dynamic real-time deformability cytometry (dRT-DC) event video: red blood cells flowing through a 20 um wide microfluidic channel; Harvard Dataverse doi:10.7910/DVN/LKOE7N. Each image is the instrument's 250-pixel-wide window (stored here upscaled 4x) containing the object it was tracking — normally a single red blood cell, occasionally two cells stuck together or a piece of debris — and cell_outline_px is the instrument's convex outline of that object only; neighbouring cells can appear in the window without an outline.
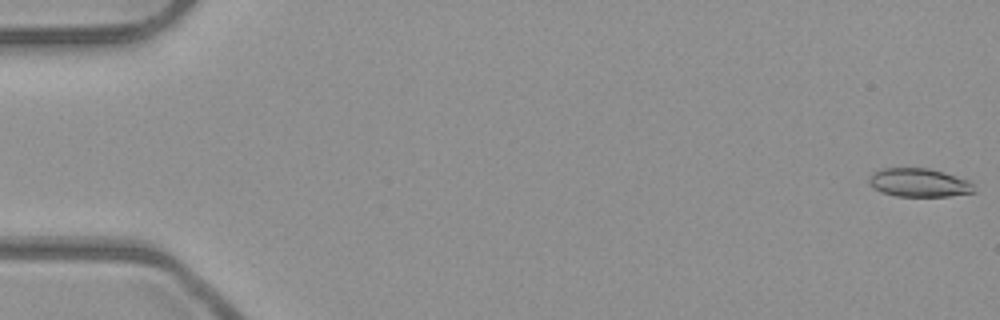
{"species": "common noctule bat (a hibernating species)", "species_latin": "Nyctalus noctula", "temperature_condition": "room temperature", "stored_images_in_passage": 53, "camera_frame_rate_fps": 3000, "um_per_image_px": 0.085, "animal": {"sex": "male", "body_mass_g": 23.1, "forearm_length_mm": 52.7}, "frame": {"image": 1, "passage_image": 1, "time_ms": 0.0, "image_size_px": [1000, 320], "cell_outline_px": [[976, 192], [948, 196], [896, 196], [880, 192], [868, 184], [868, 180], [872, 172], [880, 168], [928, 168], [944, 172], [972, 180]], "centroid_in_image_um": [78.13, 15.52], "position_along_channel_um": 6.9, "area_um2": 17.8}}
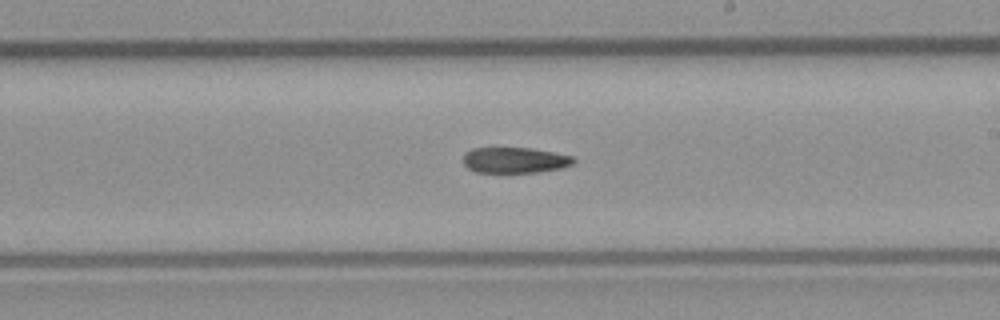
{"frame": {"image": 2, "passage_image": 31, "time_ms": 10.0, "image_size_px": [1000, 320], "cell_outline_px": [[576, 160], [572, 164], [560, 168], [536, 172], [476, 172], [468, 168], [464, 164], [464, 152], [472, 148], [532, 148], [572, 156]], "centroid_in_image_um": [43.73, 13.6], "position_along_channel_um": 245.3, "area_um2": 16.42}}
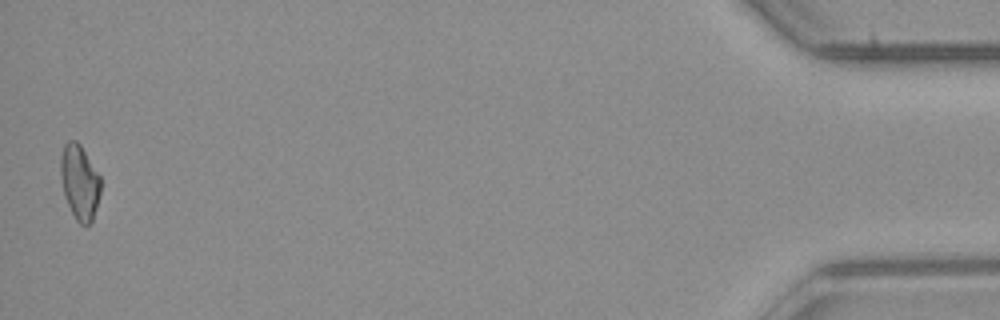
{"frame": {"image": 3, "passage_image": 52, "time_ms": 17.0, "image_size_px": [1000, 320], "cell_outline_px": [[100, 192], [92, 220], [88, 224], [80, 224], [76, 220], [64, 196], [60, 176], [60, 156], [64, 144], [68, 140], [76, 140], [80, 144], [100, 176]], "centroid_in_image_um": [6.74, 15.44], "position_along_channel_um": 428.5, "area_um2": 17.34}}